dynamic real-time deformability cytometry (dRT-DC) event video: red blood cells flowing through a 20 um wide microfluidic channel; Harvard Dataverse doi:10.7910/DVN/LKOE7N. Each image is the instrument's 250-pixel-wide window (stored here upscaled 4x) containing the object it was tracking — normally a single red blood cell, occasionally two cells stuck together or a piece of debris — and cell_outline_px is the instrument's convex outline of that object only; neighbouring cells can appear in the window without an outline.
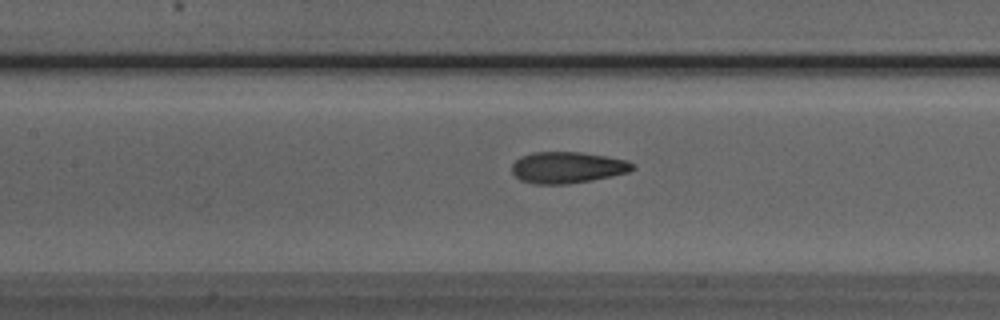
{"species": "Egyptian fruit bat (a non-hibernating species)", "species_latin": "Rousettus aegyptiacus", "temperature_condition": "room temperature", "stored_images_in_passage": 41, "camera_frame_rate_fps": 3000, "um_per_image_px": 0.085, "animal": {"sex": "male"}, "frame": {"image": 1, "passage_image": 22, "time_ms": 7.0, "image_size_px": [1000, 320], "cell_outline_px": [[636, 168], [628, 172], [592, 180], [568, 184], [536, 184], [520, 180], [512, 172], [512, 164], [520, 156], [532, 152], [580, 152], [628, 160]], "centroid_in_image_um": [48.21, 14.23], "position_along_channel_um": 159.2, "area_um2": 22.02}}
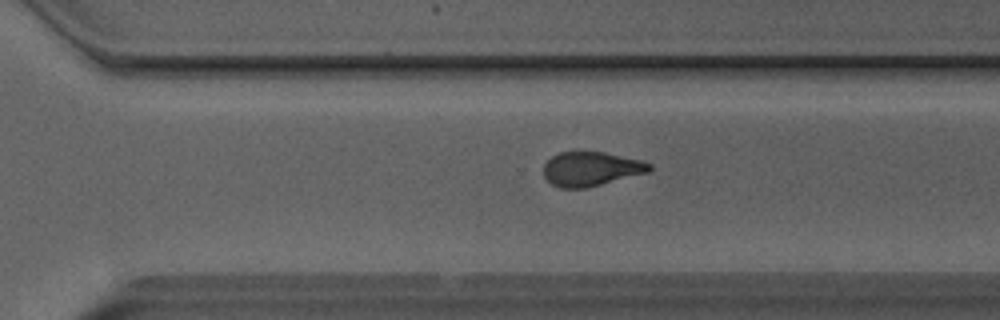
{"frame": {"image": 2, "passage_image": 34, "time_ms": 11.0, "image_size_px": [1000, 320], "cell_outline_px": [[652, 168], [648, 172], [584, 188], [560, 188], [552, 184], [544, 176], [544, 164], [552, 156], [560, 152], [604, 152], [640, 160], [652, 164]], "centroid_in_image_um": [50.22, 14.35], "position_along_channel_um": 320.4, "area_um2": 20.81}}
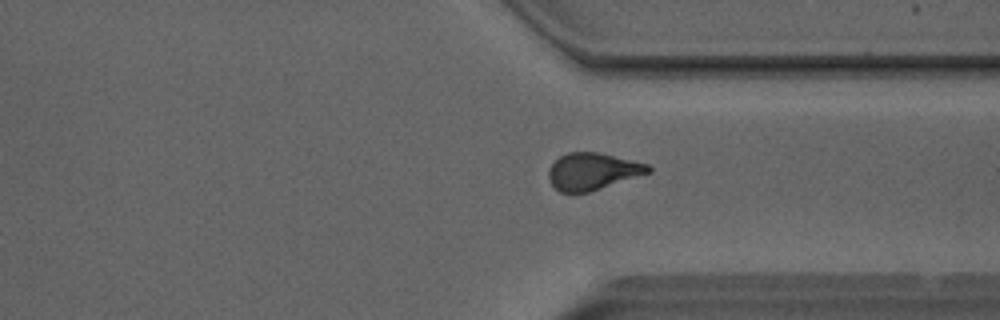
{"frame": {"image": 3, "passage_image": 37, "time_ms": 12.0, "image_size_px": [1000, 320], "cell_outline_px": [[652, 172], [588, 192], [560, 192], [552, 184], [548, 176], [548, 168], [560, 156], [568, 152], [596, 152], [632, 160], [648, 164], [652, 168]], "centroid_in_image_um": [50.37, 14.56], "position_along_channel_um": 361.0, "area_um2": 21.27}}